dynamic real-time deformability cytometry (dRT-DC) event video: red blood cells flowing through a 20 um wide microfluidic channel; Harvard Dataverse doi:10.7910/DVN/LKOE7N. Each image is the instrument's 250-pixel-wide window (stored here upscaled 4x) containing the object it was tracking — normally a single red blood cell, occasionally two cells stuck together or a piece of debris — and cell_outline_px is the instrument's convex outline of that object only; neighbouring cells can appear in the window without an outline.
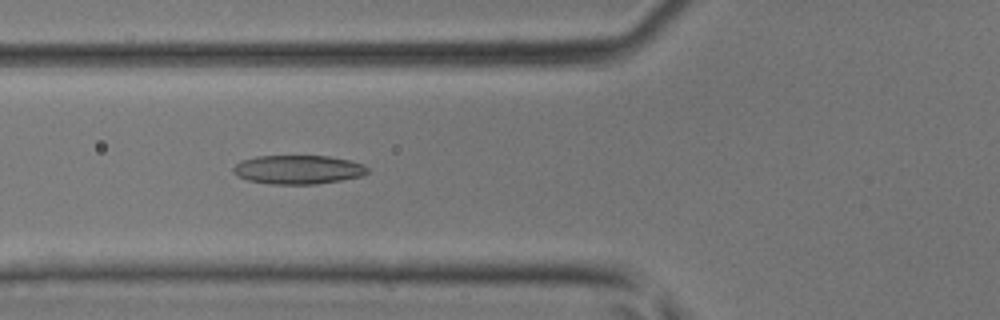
{"species": "common noctule bat (a hibernating species)", "species_latin": "Nyctalus noctula", "temperature_condition": "room temperature", "stored_images_in_passage": 44, "camera_frame_rate_fps": 3000, "um_per_image_px": 0.085, "animal": {"sex": "male", "body_mass_g": 17.9, "forearm_length_mm": 54.2}, "frame": {"image": 1, "passage_image": 17, "time_ms": 5.333, "image_size_px": [1000, 320], "cell_outline_px": [[368, 172], [360, 176], [340, 180], [316, 184], [272, 184], [248, 180], [236, 176], [232, 172], [232, 168], [240, 160], [256, 156], [328, 156], [348, 160], [364, 164], [368, 168]], "centroid_in_image_um": [25.29, 14.41], "position_along_channel_um": 100.5, "area_um2": 22.6}}
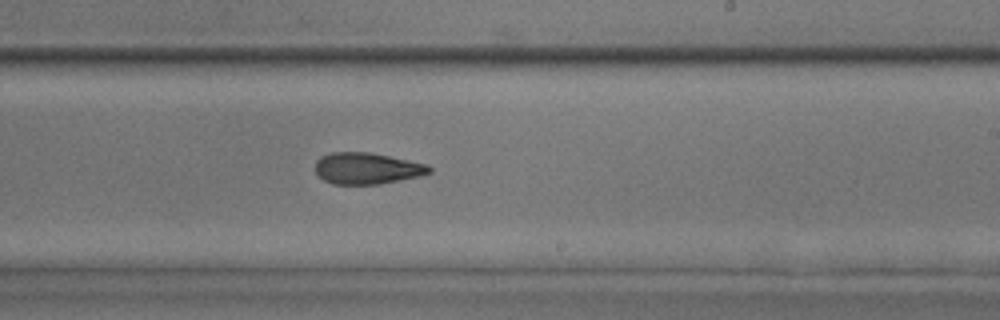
{"frame": {"image": 2, "passage_image": 27, "time_ms": 8.667, "image_size_px": [1000, 320], "cell_outline_px": [[432, 172], [420, 176], [380, 184], [332, 184], [324, 180], [316, 172], [316, 160], [320, 156], [332, 152], [368, 152], [428, 164], [432, 168]], "centroid_in_image_um": [31.2, 14.31], "position_along_channel_um": 257.8, "area_um2": 20.87}}
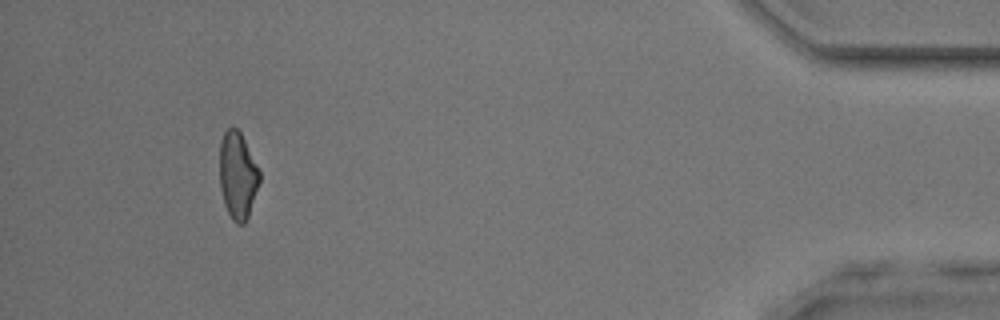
{"frame": {"image": 3, "passage_image": 41, "time_ms": 13.333, "image_size_px": [1000, 320], "cell_outline_px": [[260, 180], [248, 216], [244, 224], [236, 224], [232, 220], [224, 204], [220, 188], [220, 140], [224, 132], [228, 128], [236, 128], [240, 132], [260, 172]], "centroid_in_image_um": [20.19, 14.93], "position_along_channel_um": 415.0, "area_um2": 20.0}}